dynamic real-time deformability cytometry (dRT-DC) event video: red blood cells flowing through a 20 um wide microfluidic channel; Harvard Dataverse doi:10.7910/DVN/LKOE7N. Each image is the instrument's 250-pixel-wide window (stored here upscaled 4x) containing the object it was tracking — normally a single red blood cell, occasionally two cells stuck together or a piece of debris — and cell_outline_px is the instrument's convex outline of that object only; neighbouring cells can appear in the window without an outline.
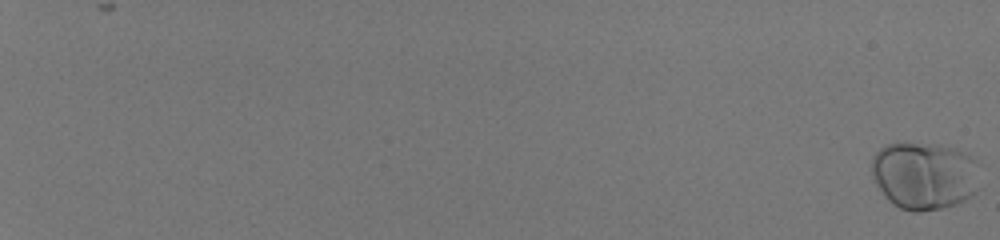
{"species": "human", "species_latin": "Homo sapiens", "temperature_condition": "room temperature", "stored_images_in_passage": 59, "camera_frame_rate_fps": 3000, "um_per_image_px": 0.085, "donor": {"sex": "male"}, "frame": {"image": 1, "passage_image": 1, "time_ms": 0.0, "image_size_px": [1000, 240], "cell_outline_px": [[976, 192], [972, 196], [956, 204], [940, 208], [916, 212], [900, 208], [892, 204], [884, 196], [876, 184], [872, 176], [872, 156], [880, 148], [888, 144], [936, 144], [956, 148], [976, 160]], "centroid_in_image_um": [78.53, 14.93], "position_along_channel_um": 6.5, "area_um2": 42.37}}
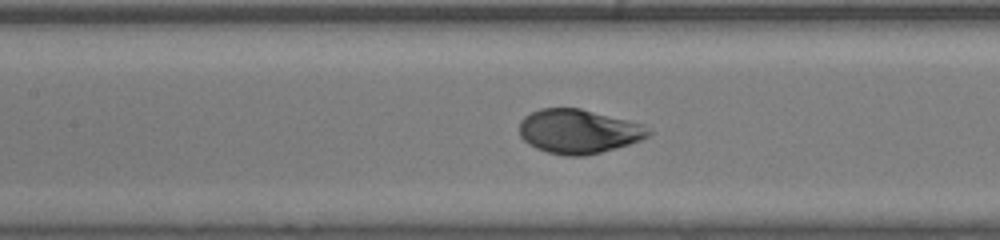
{"frame": {"image": 2, "passage_image": 35, "time_ms": 11.333, "image_size_px": [1000, 240], "cell_outline_px": [[652, 132], [648, 136], [640, 140], [628, 144], [600, 152], [584, 156], [564, 156], [548, 152], [536, 148], [528, 144], [520, 136], [520, 120], [524, 116], [540, 108], [580, 108], [644, 124]], "centroid_in_image_um": [49.16, 11.16], "position_along_channel_um": 158.2, "area_um2": 33.18}}
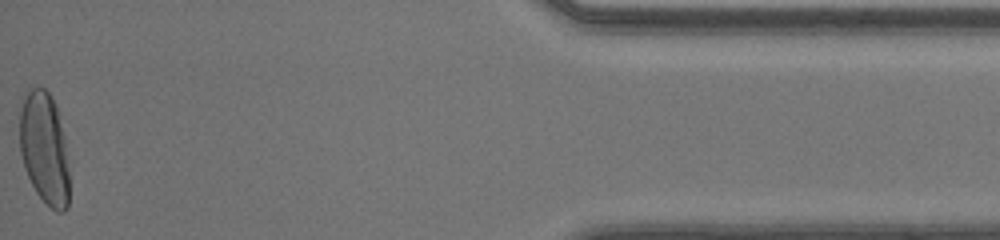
{"frame": {"image": 3, "passage_image": 59, "time_ms": 19.333, "image_size_px": [1000, 240], "cell_outline_px": [[68, 208], [64, 212], [56, 212], [36, 192], [24, 168], [20, 152], [20, 96], [32, 88], [44, 88], [48, 92], [56, 104], [64, 132], [68, 168]], "centroid_in_image_um": [3.76, 12.56], "position_along_channel_um": 431.4, "area_um2": 32.71}, "authors_computed_cell_mechanics": {"area_um2": 34.4488, "velocity_mm_per_s": 4.0923, "shape_relaxation_time_tau1_ms": 2.3841, "shape_relaxation_time_tau2_ms": null, "deformation_change_tau1": 0.1476, "deformation_change_tau2": null}}